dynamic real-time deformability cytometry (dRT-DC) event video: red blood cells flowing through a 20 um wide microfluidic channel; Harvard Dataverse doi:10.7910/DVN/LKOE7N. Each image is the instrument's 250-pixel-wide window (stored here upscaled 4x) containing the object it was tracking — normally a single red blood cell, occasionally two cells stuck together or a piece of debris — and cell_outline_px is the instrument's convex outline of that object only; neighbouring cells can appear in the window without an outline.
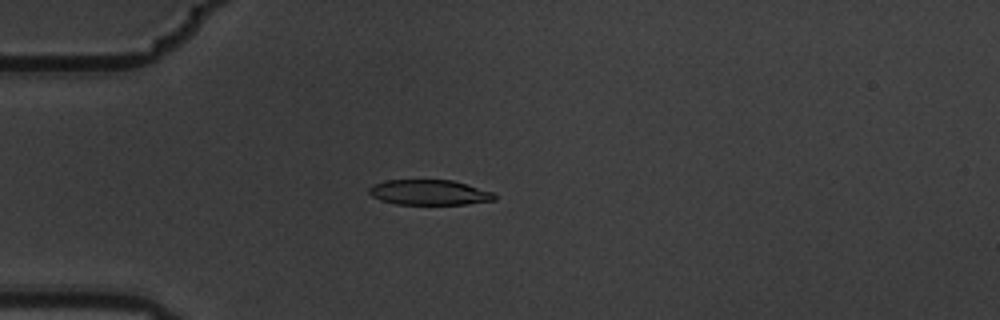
{"species": "common noctule bat (a hibernating species)", "species_latin": "Nyctalus noctula", "temperature_condition": "warm", "stored_images_in_passage": 4, "camera_frame_rate_fps": 3000, "um_per_image_px": 0.085, "animal": {"sex": "male", "body_mass_g": 19.5, "forearm_length_mm": 54.6}, "frame": {"image": 1, "passage_image": 4, "time_ms": 1.0, "image_size_px": [1000, 320], "cell_outline_px": [[496, 200], [468, 204], [396, 204], [380, 200], [372, 196], [368, 192], [368, 188], [372, 184], [388, 180], [452, 180], [492, 192], [496, 196]], "centroid_in_image_um": [36.46, 16.36], "position_along_channel_um": 48.5, "area_um2": 18.38}}